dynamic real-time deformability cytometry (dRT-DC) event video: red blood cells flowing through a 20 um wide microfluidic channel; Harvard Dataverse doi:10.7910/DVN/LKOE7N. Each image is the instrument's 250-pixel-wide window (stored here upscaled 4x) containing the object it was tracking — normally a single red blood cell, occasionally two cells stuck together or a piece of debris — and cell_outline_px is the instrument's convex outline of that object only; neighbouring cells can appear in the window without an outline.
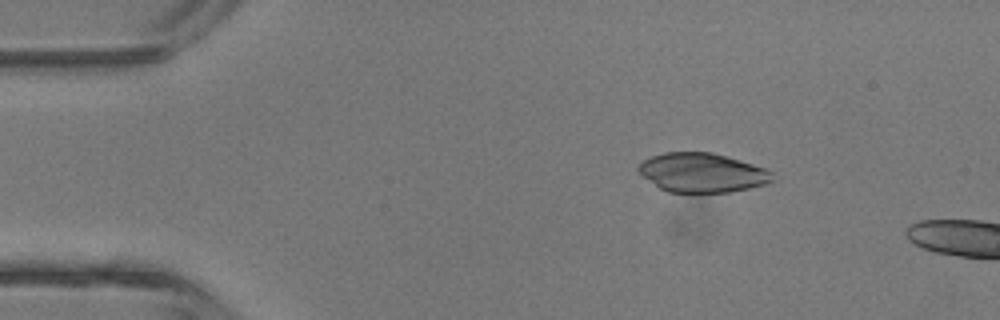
{"species": "common noctule bat (a hibernating species)", "species_latin": "Nyctalus noctula", "temperature_condition": "room temperature", "stored_images_in_passage": 5, "camera_frame_rate_fps": 3000, "um_per_image_px": 0.085, "animal": {"sex": "male", "body_mass_g": 13.3}, "frame": {"image": 1, "passage_image": 5, "time_ms": 4.667, "image_size_px": [1000, 320], "cell_outline_px": [[772, 180], [764, 184], [732, 192], [668, 192], [660, 188], [644, 176], [636, 168], [644, 160], [652, 156], [664, 152], [712, 152], [768, 168], [772, 172]], "centroid_in_image_um": [59.7, 14.67], "position_along_channel_um": 25.3, "area_um2": 30.4}}